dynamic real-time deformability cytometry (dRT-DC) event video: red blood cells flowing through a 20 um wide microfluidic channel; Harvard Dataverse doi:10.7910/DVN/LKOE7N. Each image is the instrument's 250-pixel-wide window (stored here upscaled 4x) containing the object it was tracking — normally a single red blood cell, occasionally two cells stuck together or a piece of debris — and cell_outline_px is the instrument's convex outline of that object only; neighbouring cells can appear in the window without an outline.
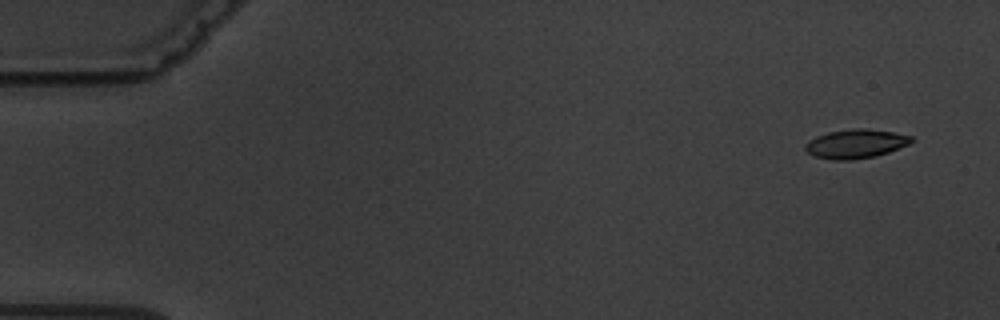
{"species": "common noctule bat (a hibernating species)", "species_latin": "Nyctalus noctula", "temperature_condition": "warm", "stored_images_in_passage": 6, "camera_frame_rate_fps": 3000, "um_per_image_px": 0.085, "animal": {"sex": "male", "body_mass_g": 19.5, "forearm_length_mm": 54.6}, "frame": {"image": 1, "passage_image": 1, "time_ms": 0.0, "image_size_px": [1000, 320], "cell_outline_px": [[912, 140], [908, 144], [888, 152], [876, 156], [852, 160], [832, 160], [812, 156], [804, 148], [804, 144], [808, 140], [816, 136], [828, 132], [852, 128], [864, 128], [892, 132], [912, 136]], "centroid_in_image_um": [72.67, 12.23], "position_along_channel_um": 12.3, "area_um2": 17.98}}
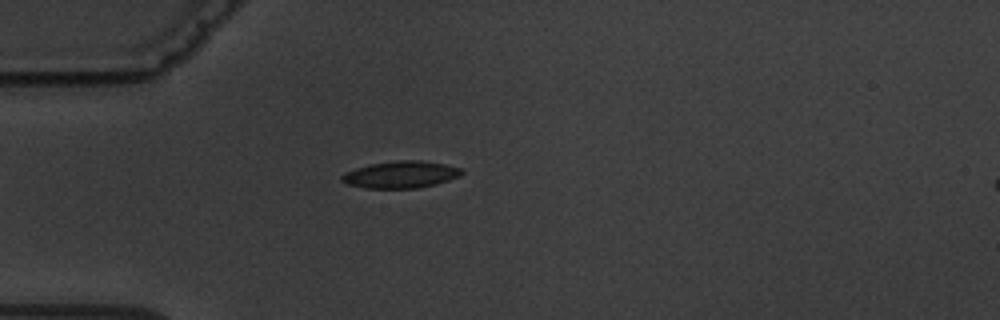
{"frame": {"image": 2, "passage_image": 5, "time_ms": 4.333, "image_size_px": [1000, 320], "cell_outline_px": [[464, 172], [460, 176], [436, 184], [416, 188], [364, 188], [348, 184], [340, 180], [340, 176], [344, 172], [368, 164], [396, 160], [420, 160], [444, 164], [460, 168]], "centroid_in_image_um": [34.03, 14.83], "position_along_channel_um": 51.0, "area_um2": 18.9}}